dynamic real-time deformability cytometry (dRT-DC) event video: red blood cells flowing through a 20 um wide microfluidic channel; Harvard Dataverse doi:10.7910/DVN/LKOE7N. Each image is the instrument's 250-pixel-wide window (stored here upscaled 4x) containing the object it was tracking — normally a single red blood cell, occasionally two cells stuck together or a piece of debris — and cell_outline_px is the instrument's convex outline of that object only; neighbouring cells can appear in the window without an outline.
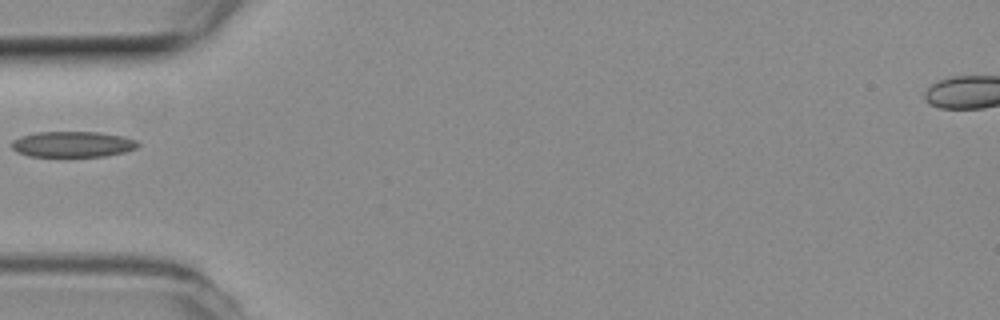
{"species": "common noctule bat (a hibernating species)", "species_latin": "Nyctalus noctula", "temperature_condition": "room temperature", "stored_images_in_passage": 36, "camera_frame_rate_fps": 3000, "um_per_image_px": 0.085, "animal": {"sex": "female", "body_mass_g": 19.3, "forearm_length_mm": 54.1}, "frame": {"image": 1, "passage_image": 1, "time_ms": 0.0, "image_size_px": [1000, 320], "cell_outline_px": [[140, 144], [136, 148], [124, 152], [104, 156], [28, 156], [12, 148], [12, 140], [20, 136], [36, 132], [96, 132], [124, 136], [136, 140]], "centroid_in_image_um": [6.19, 12.25], "position_along_channel_um": 78.8, "area_um2": 18.84}}
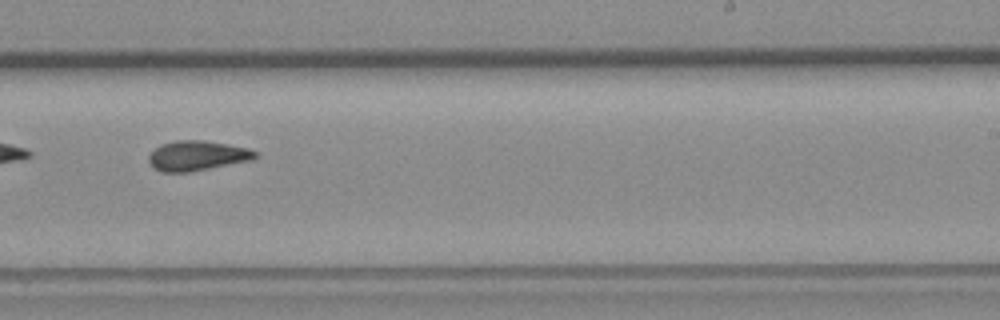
{"frame": {"image": 2, "passage_image": 16, "time_ms": 5.0, "image_size_px": [1000, 320], "cell_outline_px": [[256, 156], [252, 160], [188, 172], [164, 172], [152, 168], [148, 160], [148, 156], [160, 144], [176, 140], [204, 140], [248, 148], [256, 152]], "centroid_in_image_um": [16.72, 13.23], "position_along_channel_um": 272.3, "area_um2": 18.44}}
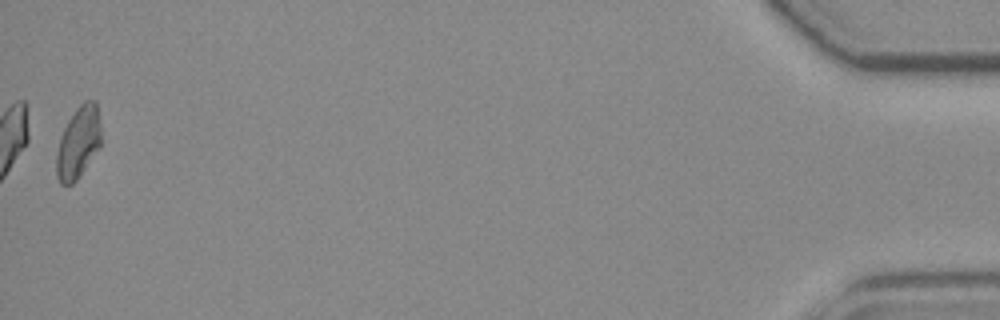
{"frame": {"image": 3, "passage_image": 36, "time_ms": 11.667, "image_size_px": [1000, 320], "cell_outline_px": [[100, 148], [76, 180], [72, 184], [60, 184], [56, 176], [56, 152], [60, 136], [68, 120], [76, 108], [84, 100], [96, 100], [100, 124]], "centroid_in_image_um": [6.65, 12.11], "position_along_channel_um": 428.6, "area_um2": 18.79}}